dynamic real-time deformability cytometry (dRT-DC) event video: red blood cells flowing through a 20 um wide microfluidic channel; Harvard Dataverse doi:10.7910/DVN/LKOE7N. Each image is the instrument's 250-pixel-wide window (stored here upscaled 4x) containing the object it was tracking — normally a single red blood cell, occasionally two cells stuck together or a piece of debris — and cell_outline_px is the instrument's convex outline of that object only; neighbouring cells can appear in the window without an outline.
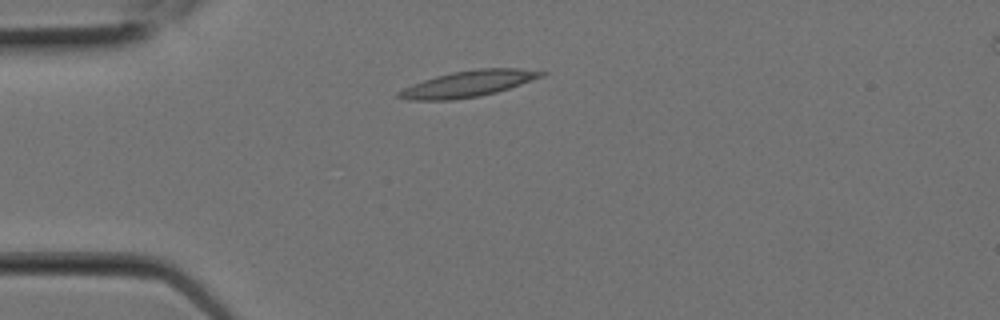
{"species": "Egyptian fruit bat (a non-hibernating species)", "species_latin": "Rousettus aegyptiacus", "temperature_condition": "room temperature", "stored_images_in_passage": 6, "camera_frame_rate_fps": 3000, "um_per_image_px": 0.085, "animal": {"sex": "female"}, "frame": {"image": 1, "passage_image": 4, "time_ms": 1.0, "image_size_px": [1000, 320], "cell_outline_px": [[548, 72], [544, 76], [496, 92], [480, 96], [452, 100], [408, 100], [396, 96], [396, 92], [412, 84], [436, 76], [452, 72], [476, 68], [520, 68]], "centroid_in_image_um": [39.79, 7.11], "position_along_channel_um": 45.2, "area_um2": 21.73}}
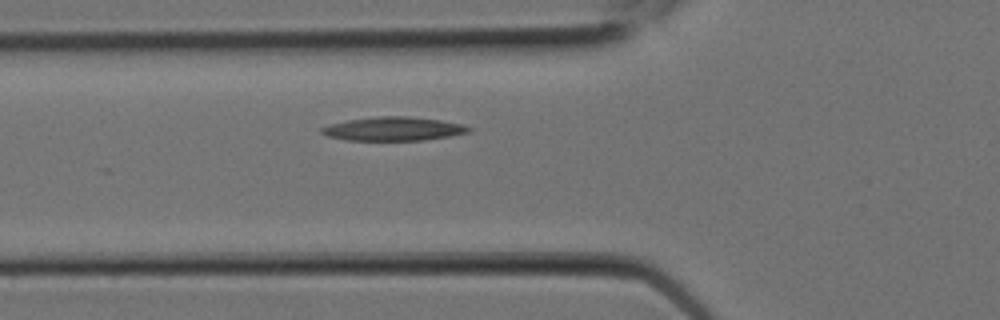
{"frame": {"image": 2, "passage_image": 6, "time_ms": 1.667, "image_size_px": [1000, 320], "cell_outline_px": [[472, 132], [424, 140], [348, 140], [328, 136], [320, 132], [320, 128], [332, 124], [348, 120], [376, 116], [408, 116], [440, 120], [464, 124], [472, 128]], "centroid_in_image_um": [33.49, 10.95], "position_along_channel_um": 92.3, "area_um2": 20.29}}